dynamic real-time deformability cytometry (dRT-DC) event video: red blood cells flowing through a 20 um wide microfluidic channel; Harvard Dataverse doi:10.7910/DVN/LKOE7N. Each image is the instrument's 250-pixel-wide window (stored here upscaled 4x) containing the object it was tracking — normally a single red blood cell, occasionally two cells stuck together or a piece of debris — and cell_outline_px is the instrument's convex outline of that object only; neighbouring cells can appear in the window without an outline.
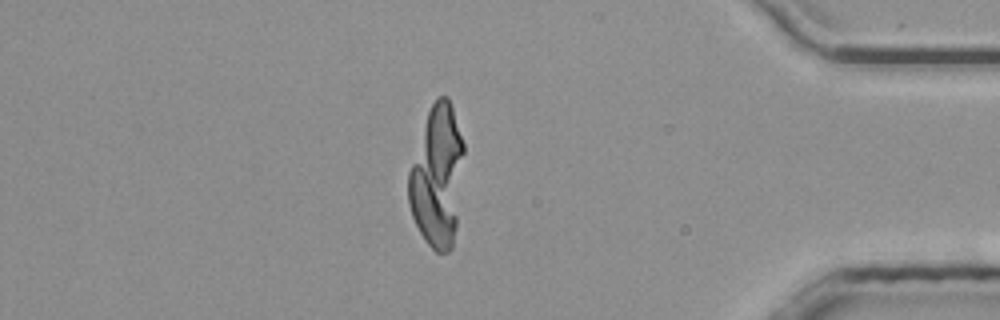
{"species": "common noctule bat (a hibernating species)", "species_latin": "Nyctalus noctula", "temperature_condition": "room temperature", "stored_images_in_passage": 53, "camera_frame_rate_fps": 3000, "um_per_image_px": 0.085, "animal": {"sex": "male", "body_mass_g": 20.4}, "frame": {"image": 1, "passage_image": 46, "time_ms": 15.0, "image_size_px": [1000, 320], "cell_outline_px": [[464, 152], [456, 228], [452, 248], [448, 252], [436, 252], [424, 240], [412, 216], [408, 204], [408, 172], [428, 112], [432, 104], [440, 96], [448, 96], [464, 144]], "centroid_in_image_um": [37.16, 15.03], "position_along_channel_um": 398.0, "area_um2": 45.26}}
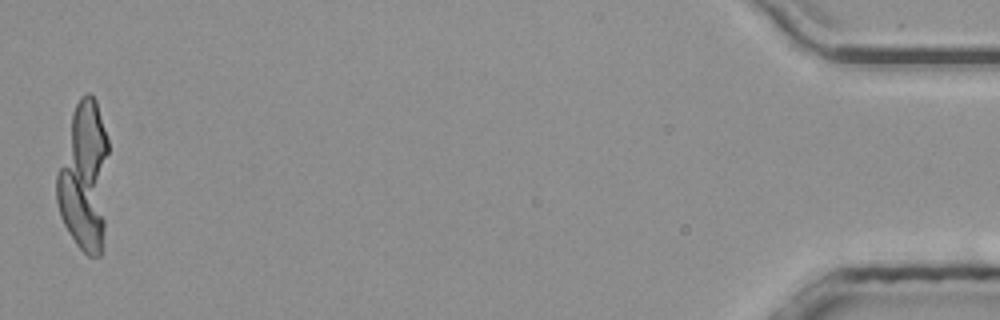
{"frame": {"image": 2, "passage_image": 53, "time_ms": 17.333, "image_size_px": [1000, 320], "cell_outline_px": [[108, 152], [104, 232], [100, 256], [88, 256], [76, 244], [68, 232], [60, 216], [56, 200], [56, 176], [72, 112], [80, 96], [88, 92], [96, 100], [108, 140]], "centroid_in_image_um": [7.15, 15.03], "position_along_channel_um": 428.1, "area_um2": 45.14}}